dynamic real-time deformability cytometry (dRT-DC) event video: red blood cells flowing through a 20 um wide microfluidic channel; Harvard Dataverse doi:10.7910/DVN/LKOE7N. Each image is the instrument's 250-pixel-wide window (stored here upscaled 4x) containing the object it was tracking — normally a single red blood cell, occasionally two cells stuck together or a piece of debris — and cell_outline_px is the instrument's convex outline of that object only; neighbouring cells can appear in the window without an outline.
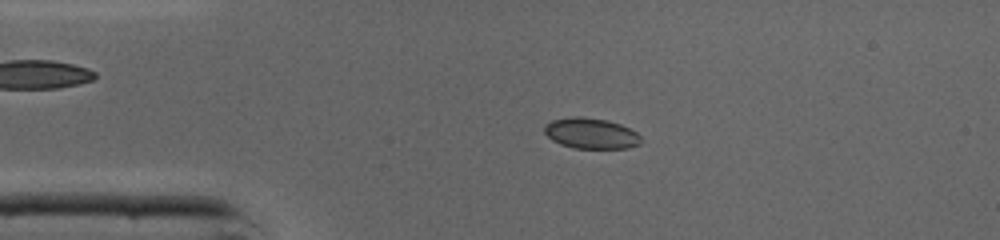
{"species": "common noctule bat (a hibernating species)", "species_latin": "Nyctalus noctula", "temperature_condition": "cold", "stored_images_in_passage": 37, "camera_frame_rate_fps": 3000, "um_per_image_px": 0.085, "animal": {"sex": "male", "body_mass_g": 19.0, "forearm_length_mm": 50.8}, "frame": {"image": 1, "passage_image": 1, "time_ms": 0.0, "image_size_px": [1000, 240], "cell_outline_px": [[640, 144], [628, 148], [572, 148], [560, 144], [552, 140], [544, 132], [544, 124], [552, 120], [576, 116], [580, 116], [604, 120], [620, 124], [636, 132], [640, 136]], "centroid_in_image_um": [50.2, 11.34], "position_along_channel_um": 34.8, "area_um2": 17.17}}
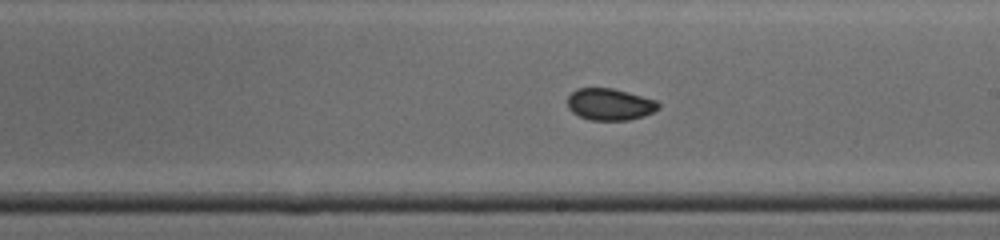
{"frame": {"image": 2, "passage_image": 17, "time_ms": 5.333, "image_size_px": [1000, 240], "cell_outline_px": [[660, 108], [644, 116], [628, 120], [592, 120], [580, 116], [572, 112], [568, 108], [568, 96], [576, 88], [612, 88], [656, 100], [660, 104]], "centroid_in_image_um": [51.83, 8.87], "position_along_channel_um": 237.2, "area_um2": 16.76}}
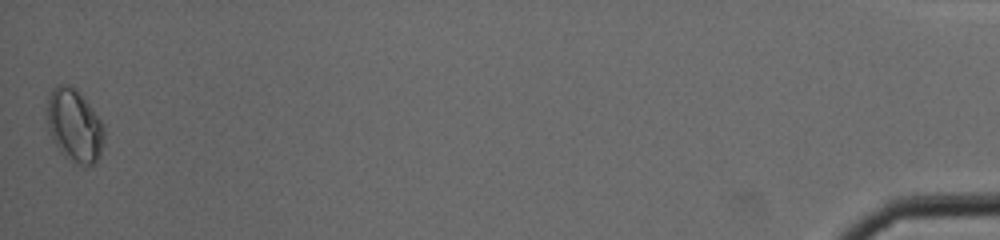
{"frame": {"image": 3, "passage_image": 37, "time_ms": 12.0, "image_size_px": [1000, 240], "cell_outline_px": [[104, 140], [100, 156], [92, 164], [80, 164], [64, 156], [60, 152], [48, 132], [48, 96], [52, 88], [60, 84], [68, 84], [76, 88], [92, 108], [100, 120], [104, 128]], "centroid_in_image_um": [6.32, 10.65], "position_along_channel_um": 428.9, "area_um2": 24.04}, "authors_computed_cell_mechanics": {"area_um2": 17.2822, "velocity_mm_per_s": 4.3662, "shape_relaxation_time_tau1_ms": 7.3537, "shape_relaxation_time_tau2_ms": 1.0276, "deformation_change_tau1": 0.0611, "deformation_change_tau2": 0.0285}}